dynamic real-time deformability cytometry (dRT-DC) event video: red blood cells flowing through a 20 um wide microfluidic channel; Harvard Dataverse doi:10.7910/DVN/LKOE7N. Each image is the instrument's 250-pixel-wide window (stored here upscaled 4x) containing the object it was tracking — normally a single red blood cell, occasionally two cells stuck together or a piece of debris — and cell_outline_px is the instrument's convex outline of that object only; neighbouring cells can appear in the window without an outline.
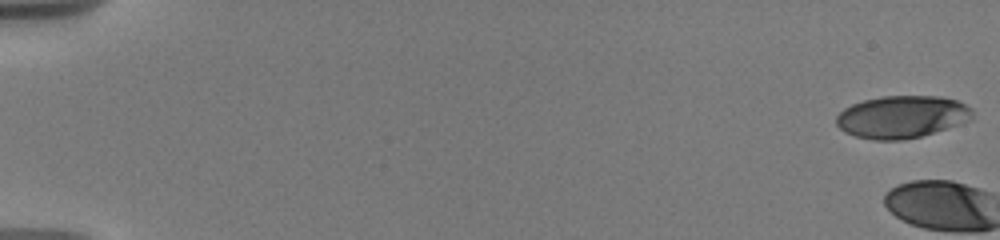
{"species": "human", "species_latin": "Homo sapiens", "temperature_condition": "warm", "stored_images_in_passage": 3, "camera_frame_rate_fps": 3000, "um_per_image_px": 0.085, "donor": {"sex": "male"}, "frame": {"image": 1, "passage_image": 1, "time_ms": 0.0, "image_size_px": [1000, 240], "cell_outline_px": [[972, 120], [920, 136], [900, 140], [872, 140], [856, 136], [844, 132], [836, 124], [836, 116], [844, 108], [852, 104], [864, 100], [884, 96], [940, 96], [956, 100], [972, 108]], "centroid_in_image_um": [76.65, 9.93], "position_along_channel_um": 8.4, "area_um2": 33.52}}